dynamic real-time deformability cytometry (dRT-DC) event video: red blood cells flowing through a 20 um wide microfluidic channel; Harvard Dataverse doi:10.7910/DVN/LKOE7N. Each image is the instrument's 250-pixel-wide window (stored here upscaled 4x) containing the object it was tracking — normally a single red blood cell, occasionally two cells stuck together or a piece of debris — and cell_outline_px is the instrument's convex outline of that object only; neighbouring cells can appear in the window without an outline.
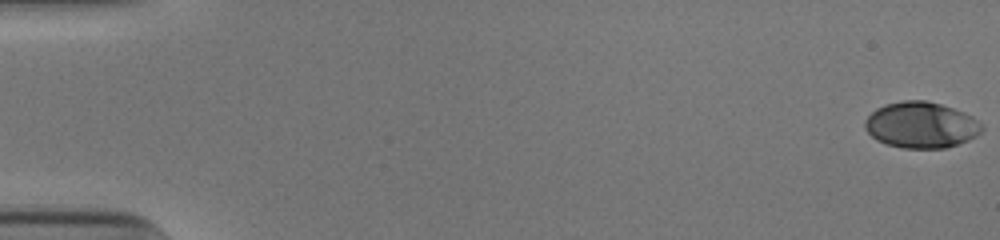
{"species": "human", "species_latin": "Homo sapiens", "temperature_condition": "cold", "stored_images_in_passage": 54, "camera_frame_rate_fps": 3000, "um_per_image_px": 0.085, "donor": {"sex": "male"}, "frame": {"image": 1, "passage_image": 1, "time_ms": 0.0, "image_size_px": [1000, 240], "cell_outline_px": [[984, 128], [976, 136], [968, 140], [944, 148], [904, 148], [888, 144], [876, 140], [864, 128], [864, 120], [876, 108], [884, 104], [904, 100], [928, 100], [964, 112], [972, 116]], "centroid_in_image_um": [78.27, 10.61], "position_along_channel_um": 6.7, "area_um2": 31.33}}
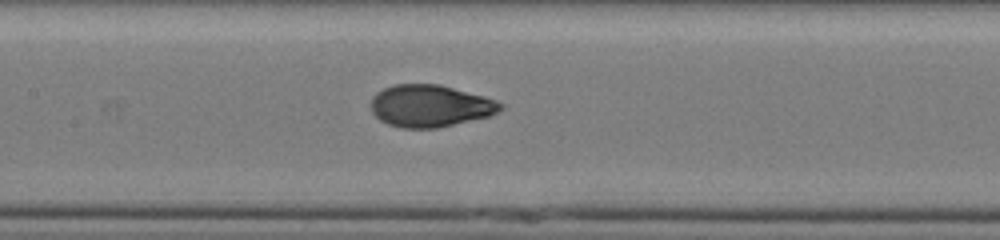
{"frame": {"image": 2, "passage_image": 27, "time_ms": 8.667, "image_size_px": [1000, 240], "cell_outline_px": [[504, 108], [488, 116], [436, 128], [400, 128], [388, 124], [380, 120], [372, 112], [372, 96], [376, 92], [392, 84], [440, 84], [484, 96], [496, 100], [504, 104]], "centroid_in_image_um": [36.55, 8.99], "position_along_channel_um": 170.9, "area_um2": 31.73}}
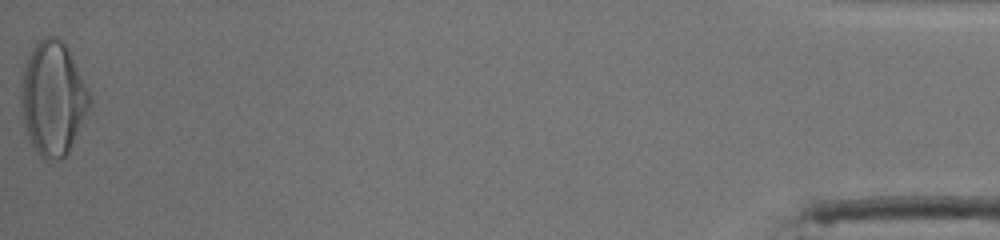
{"frame": {"image": 3, "passage_image": 54, "time_ms": 17.667, "image_size_px": [1000, 240], "cell_outline_px": [[92, 104], [68, 152], [60, 160], [44, 160], [36, 152], [28, 136], [24, 124], [20, 100], [20, 84], [24, 68], [28, 56], [32, 48], [44, 36], [56, 36], [68, 48], [92, 96]], "centroid_in_image_um": [4.5, 8.37], "position_along_channel_um": 430.7, "area_um2": 45.66}, "authors_computed_cell_mechanics": {"area_um2": 31.9056, "velocity_mm_per_s": 3.9074, "shape_relaxation_time_tau1_ms": 3.9586, "shape_relaxation_time_tau2_ms": 0.6941, "deformation_change_tau1": 0.1932, "deformation_change_tau2": 0.0481}}